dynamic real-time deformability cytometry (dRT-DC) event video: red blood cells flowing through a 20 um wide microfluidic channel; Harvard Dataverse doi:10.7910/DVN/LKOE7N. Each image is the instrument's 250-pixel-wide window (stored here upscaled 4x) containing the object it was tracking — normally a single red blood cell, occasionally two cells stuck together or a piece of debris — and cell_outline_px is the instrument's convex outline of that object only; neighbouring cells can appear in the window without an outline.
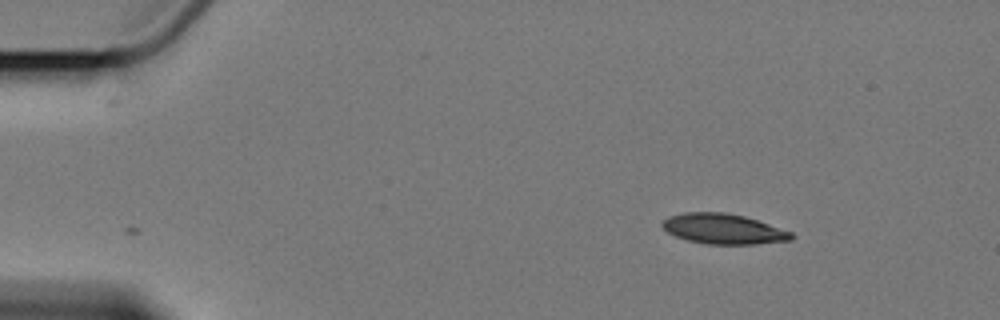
{"species": "Egyptian fruit bat (a non-hibernating species)", "species_latin": "Rousettus aegyptiacus", "temperature_condition": "cold", "stored_images_in_passage": 2, "camera_frame_rate_fps": 3000, "um_per_image_px": 0.085, "animal": {"sex": "female"}, "frame": {"image": 1, "passage_image": 2, "time_ms": 1.333, "image_size_px": [1000, 320], "cell_outline_px": [[796, 236], [792, 240], [752, 244], [708, 244], [688, 240], [676, 236], [668, 232], [660, 224], [668, 216], [684, 212], [724, 212], [744, 216], [792, 232]], "centroid_in_image_um": [61.48, 19.45], "position_along_channel_um": 23.5, "area_um2": 22.6}}